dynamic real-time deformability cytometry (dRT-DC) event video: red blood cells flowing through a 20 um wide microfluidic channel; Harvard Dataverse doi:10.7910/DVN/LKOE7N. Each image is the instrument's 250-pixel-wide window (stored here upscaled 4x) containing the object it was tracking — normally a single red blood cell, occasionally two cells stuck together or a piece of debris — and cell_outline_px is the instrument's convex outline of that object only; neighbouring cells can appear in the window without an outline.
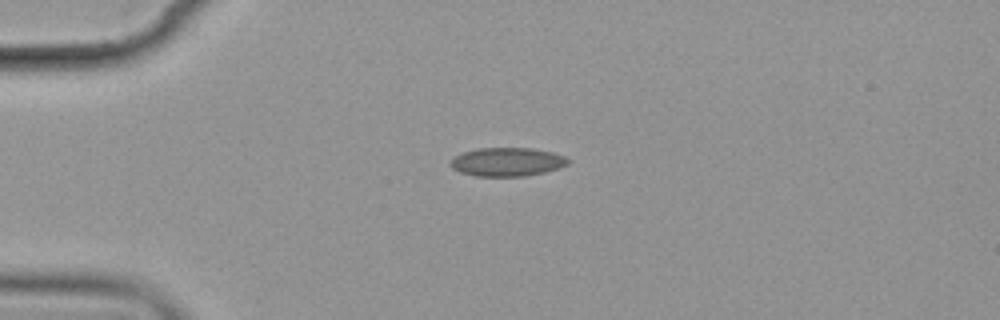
{"species": "common noctule bat (a hibernating species)", "species_latin": "Nyctalus noctula", "temperature_condition": "cold", "stored_images_in_passage": 5, "camera_frame_rate_fps": 3000, "um_per_image_px": 0.085, "animal": {"sex": "female", "body_mass_g": 19.9}, "frame": {"image": 1, "passage_image": 4, "time_ms": 4.333, "image_size_px": [1000, 320], "cell_outline_px": [[572, 160], [568, 164], [560, 168], [544, 172], [524, 176], [476, 176], [460, 172], [452, 168], [448, 164], [456, 156], [464, 152], [476, 148], [532, 148], [552, 152], [564, 156]], "centroid_in_image_um": [43.13, 13.76], "position_along_channel_um": 41.9, "area_um2": 19.65}}